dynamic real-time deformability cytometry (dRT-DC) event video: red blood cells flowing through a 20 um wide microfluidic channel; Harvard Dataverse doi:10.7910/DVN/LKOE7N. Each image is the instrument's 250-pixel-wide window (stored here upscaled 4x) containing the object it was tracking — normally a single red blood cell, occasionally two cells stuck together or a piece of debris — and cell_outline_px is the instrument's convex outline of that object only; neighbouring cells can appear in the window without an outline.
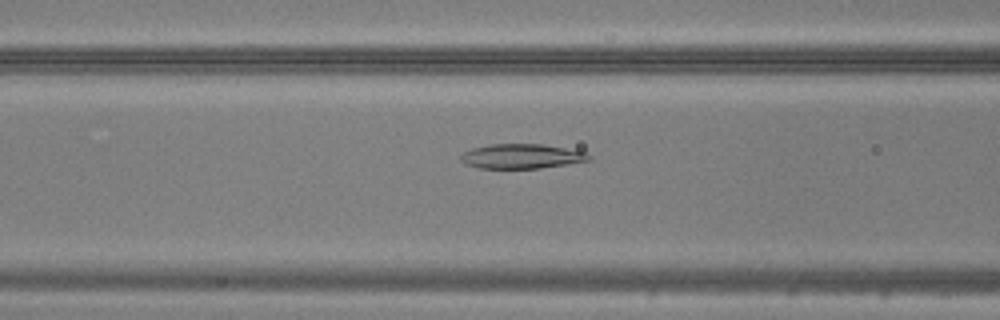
{"species": "common noctule bat (a hibernating species)", "species_latin": "Nyctalus noctula", "temperature_condition": "warm", "stored_images_in_passage": 49, "camera_frame_rate_fps": 3000, "um_per_image_px": 0.085, "animal": {"sex": "male", "body_mass_g": 20.5, "forearm_length_mm": 52.5}, "frame": {"image": 1, "passage_image": 20, "time_ms": 6.333, "image_size_px": [1000, 320], "cell_outline_px": [[592, 160], [540, 168], [476, 168], [464, 164], [460, 160], [460, 156], [464, 152], [472, 148], [488, 144], [544, 144], [584, 152]], "centroid_in_image_um": [44.26, 13.28], "position_along_channel_um": 122.3, "area_um2": 18.32}}
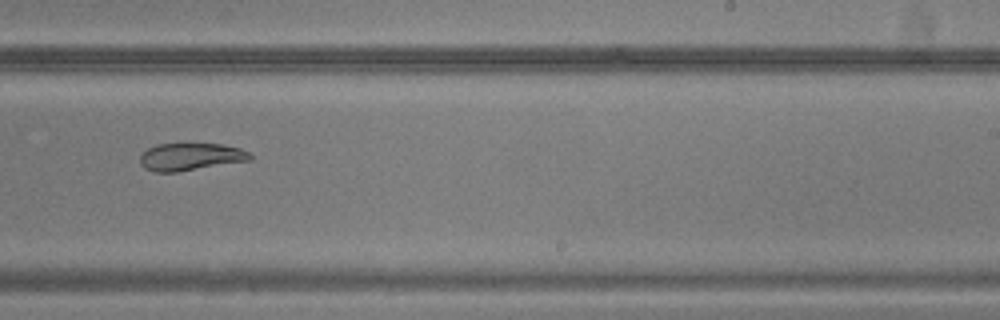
{"frame": {"image": 2, "passage_image": 31, "time_ms": 10.0, "image_size_px": [1000, 320], "cell_outline_px": [[252, 160], [176, 172], [156, 172], [144, 168], [140, 164], [140, 156], [148, 148], [156, 144], [180, 140], [184, 140], [220, 144], [240, 148], [248, 152], [252, 156]], "centroid_in_image_um": [16.17, 13.26], "position_along_channel_um": 272.8, "area_um2": 18.5}}
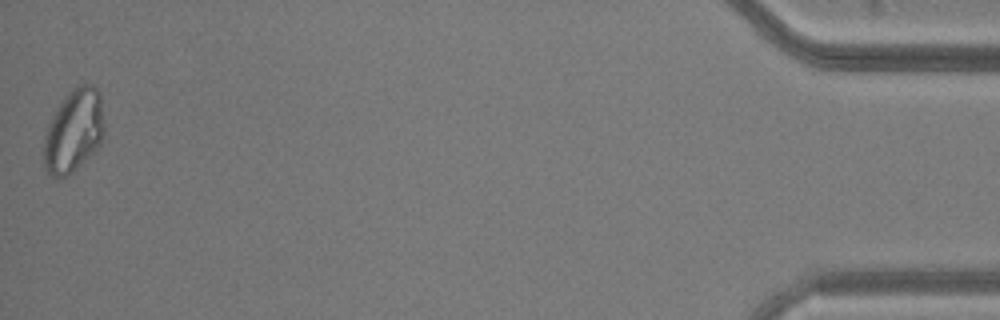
{"frame": {"image": 3, "passage_image": 49, "time_ms": 16.0, "image_size_px": [1000, 320], "cell_outline_px": [[104, 136], [96, 152], [72, 172], [60, 180], [52, 176], [44, 168], [44, 136], [48, 124], [52, 116], [64, 96], [76, 84], [92, 84], [100, 92], [104, 124]], "centroid_in_image_um": [6.28, 11.13], "position_along_channel_um": 428.9, "area_um2": 29.77}}